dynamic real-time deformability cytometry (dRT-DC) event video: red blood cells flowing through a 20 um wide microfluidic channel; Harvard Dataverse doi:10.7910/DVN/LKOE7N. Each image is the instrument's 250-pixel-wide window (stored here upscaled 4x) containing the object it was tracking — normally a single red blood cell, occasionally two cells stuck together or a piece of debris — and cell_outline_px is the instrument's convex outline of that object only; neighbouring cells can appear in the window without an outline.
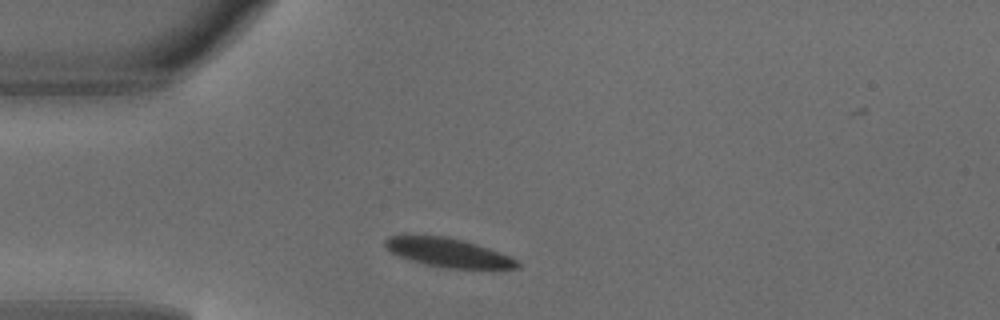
{"species": "common noctule bat (a hibernating species)", "species_latin": "Nyctalus noctula", "temperature_condition": "warm", "stored_images_in_passage": 2, "camera_frame_rate_fps": 3000, "um_per_image_px": 0.085, "animal": {"sex": "male", "body_mass_g": 18.8}, "frame": {"image": 1, "passage_image": 1, "time_ms": 0.0, "image_size_px": [1000, 320], "cell_outline_px": [[520, 268], [448, 268], [424, 264], [400, 256], [392, 252], [384, 244], [384, 240], [388, 236], [444, 236], [460, 240], [488, 248], [520, 260]], "centroid_in_image_um": [38.13, 21.48], "position_along_channel_um": 46.9, "area_um2": 21.68}}